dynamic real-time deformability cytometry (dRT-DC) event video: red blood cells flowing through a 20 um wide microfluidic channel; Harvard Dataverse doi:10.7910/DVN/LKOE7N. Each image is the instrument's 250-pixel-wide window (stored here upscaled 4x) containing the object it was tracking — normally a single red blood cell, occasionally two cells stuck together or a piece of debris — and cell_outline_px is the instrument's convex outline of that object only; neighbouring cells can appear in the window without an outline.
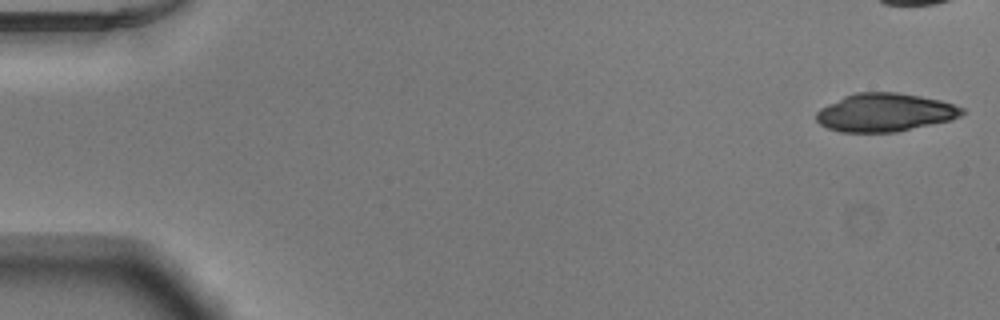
{"species": "Egyptian fruit bat (a non-hibernating species)", "species_latin": "Rousettus aegyptiacus", "temperature_condition": "warm", "stored_images_in_passage": 41, "camera_frame_rate_fps": 3000, "um_per_image_px": 0.085, "animal": {"sex": "male"}, "frame": {"image": 1, "passage_image": 1, "time_ms": 0.0, "image_size_px": [1000, 320], "cell_outline_px": [[964, 112], [960, 116], [952, 120], [896, 132], [840, 132], [828, 128], [820, 124], [816, 120], [816, 112], [820, 108], [844, 96], [856, 92], [896, 92], [920, 96], [940, 100], [964, 108]], "centroid_in_image_um": [75.21, 9.56], "position_along_channel_um": 9.8, "area_um2": 32.48}}